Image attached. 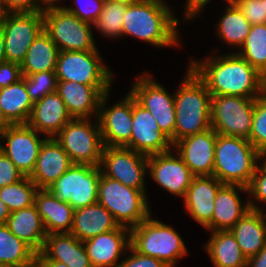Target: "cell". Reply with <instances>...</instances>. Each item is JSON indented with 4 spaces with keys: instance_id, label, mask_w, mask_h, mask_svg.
Wrapping results in <instances>:
<instances>
[{
    "instance_id": "cell-1",
    "label": "cell",
    "mask_w": 266,
    "mask_h": 267,
    "mask_svg": "<svg viewBox=\"0 0 266 267\" xmlns=\"http://www.w3.org/2000/svg\"><path fill=\"white\" fill-rule=\"evenodd\" d=\"M188 61L211 95L257 98L266 91V77L236 52Z\"/></svg>"
},
{
    "instance_id": "cell-2",
    "label": "cell",
    "mask_w": 266,
    "mask_h": 267,
    "mask_svg": "<svg viewBox=\"0 0 266 267\" xmlns=\"http://www.w3.org/2000/svg\"><path fill=\"white\" fill-rule=\"evenodd\" d=\"M179 20L167 3L140 0L127 6L122 36L138 38L154 47H175L181 44Z\"/></svg>"
},
{
    "instance_id": "cell-3",
    "label": "cell",
    "mask_w": 266,
    "mask_h": 267,
    "mask_svg": "<svg viewBox=\"0 0 266 267\" xmlns=\"http://www.w3.org/2000/svg\"><path fill=\"white\" fill-rule=\"evenodd\" d=\"M184 73L182 83L174 92V144L211 128V93L188 65Z\"/></svg>"
},
{
    "instance_id": "cell-4",
    "label": "cell",
    "mask_w": 266,
    "mask_h": 267,
    "mask_svg": "<svg viewBox=\"0 0 266 267\" xmlns=\"http://www.w3.org/2000/svg\"><path fill=\"white\" fill-rule=\"evenodd\" d=\"M260 162V153L242 137L217 133L213 176L223 184L248 187Z\"/></svg>"
},
{
    "instance_id": "cell-5",
    "label": "cell",
    "mask_w": 266,
    "mask_h": 267,
    "mask_svg": "<svg viewBox=\"0 0 266 267\" xmlns=\"http://www.w3.org/2000/svg\"><path fill=\"white\" fill-rule=\"evenodd\" d=\"M151 216L130 229V246L142 255L176 267L179 258L188 254L187 246L174 227Z\"/></svg>"
},
{
    "instance_id": "cell-6",
    "label": "cell",
    "mask_w": 266,
    "mask_h": 267,
    "mask_svg": "<svg viewBox=\"0 0 266 267\" xmlns=\"http://www.w3.org/2000/svg\"><path fill=\"white\" fill-rule=\"evenodd\" d=\"M146 190L124 186L101 173L98 184V202L104 206L120 225L133 228L148 218L150 210Z\"/></svg>"
},
{
    "instance_id": "cell-7",
    "label": "cell",
    "mask_w": 266,
    "mask_h": 267,
    "mask_svg": "<svg viewBox=\"0 0 266 267\" xmlns=\"http://www.w3.org/2000/svg\"><path fill=\"white\" fill-rule=\"evenodd\" d=\"M54 138L73 164L100 166L104 143L97 118H72Z\"/></svg>"
},
{
    "instance_id": "cell-8",
    "label": "cell",
    "mask_w": 266,
    "mask_h": 267,
    "mask_svg": "<svg viewBox=\"0 0 266 267\" xmlns=\"http://www.w3.org/2000/svg\"><path fill=\"white\" fill-rule=\"evenodd\" d=\"M44 31L59 51H99L92 24L79 19L65 8L43 12Z\"/></svg>"
},
{
    "instance_id": "cell-9",
    "label": "cell",
    "mask_w": 266,
    "mask_h": 267,
    "mask_svg": "<svg viewBox=\"0 0 266 267\" xmlns=\"http://www.w3.org/2000/svg\"><path fill=\"white\" fill-rule=\"evenodd\" d=\"M255 98L211 95V128L218 134L249 139Z\"/></svg>"
},
{
    "instance_id": "cell-10",
    "label": "cell",
    "mask_w": 266,
    "mask_h": 267,
    "mask_svg": "<svg viewBox=\"0 0 266 267\" xmlns=\"http://www.w3.org/2000/svg\"><path fill=\"white\" fill-rule=\"evenodd\" d=\"M100 55L99 51H59L55 69L58 81L113 85V72Z\"/></svg>"
},
{
    "instance_id": "cell-11",
    "label": "cell",
    "mask_w": 266,
    "mask_h": 267,
    "mask_svg": "<svg viewBox=\"0 0 266 267\" xmlns=\"http://www.w3.org/2000/svg\"><path fill=\"white\" fill-rule=\"evenodd\" d=\"M100 166L72 164L47 189L74 209L98 202V184L101 176Z\"/></svg>"
},
{
    "instance_id": "cell-12",
    "label": "cell",
    "mask_w": 266,
    "mask_h": 267,
    "mask_svg": "<svg viewBox=\"0 0 266 267\" xmlns=\"http://www.w3.org/2000/svg\"><path fill=\"white\" fill-rule=\"evenodd\" d=\"M6 61L21 64L30 45L44 30L43 12H7L0 15Z\"/></svg>"
},
{
    "instance_id": "cell-13",
    "label": "cell",
    "mask_w": 266,
    "mask_h": 267,
    "mask_svg": "<svg viewBox=\"0 0 266 267\" xmlns=\"http://www.w3.org/2000/svg\"><path fill=\"white\" fill-rule=\"evenodd\" d=\"M129 91L144 108L149 110L161 132L174 145L176 126L174 93L170 94L149 72L137 76Z\"/></svg>"
},
{
    "instance_id": "cell-14",
    "label": "cell",
    "mask_w": 266,
    "mask_h": 267,
    "mask_svg": "<svg viewBox=\"0 0 266 267\" xmlns=\"http://www.w3.org/2000/svg\"><path fill=\"white\" fill-rule=\"evenodd\" d=\"M104 176L117 180L124 186L146 190L148 155L121 146H104L101 163Z\"/></svg>"
},
{
    "instance_id": "cell-15",
    "label": "cell",
    "mask_w": 266,
    "mask_h": 267,
    "mask_svg": "<svg viewBox=\"0 0 266 267\" xmlns=\"http://www.w3.org/2000/svg\"><path fill=\"white\" fill-rule=\"evenodd\" d=\"M40 135L28 124L7 125L0 135V150L24 177H30L32 174L40 147L47 138H40Z\"/></svg>"
},
{
    "instance_id": "cell-16",
    "label": "cell",
    "mask_w": 266,
    "mask_h": 267,
    "mask_svg": "<svg viewBox=\"0 0 266 267\" xmlns=\"http://www.w3.org/2000/svg\"><path fill=\"white\" fill-rule=\"evenodd\" d=\"M109 95L110 92L102 96L97 116L103 143L104 146L125 147L132 134L133 95L128 91L114 105L107 103Z\"/></svg>"
},
{
    "instance_id": "cell-17",
    "label": "cell",
    "mask_w": 266,
    "mask_h": 267,
    "mask_svg": "<svg viewBox=\"0 0 266 267\" xmlns=\"http://www.w3.org/2000/svg\"><path fill=\"white\" fill-rule=\"evenodd\" d=\"M156 184L175 197L184 198L194 175L173 150L148 156V171Z\"/></svg>"
},
{
    "instance_id": "cell-18",
    "label": "cell",
    "mask_w": 266,
    "mask_h": 267,
    "mask_svg": "<svg viewBox=\"0 0 266 267\" xmlns=\"http://www.w3.org/2000/svg\"><path fill=\"white\" fill-rule=\"evenodd\" d=\"M130 142L125 146L131 150L152 155L172 150L170 139L161 132L157 121L133 96V120Z\"/></svg>"
},
{
    "instance_id": "cell-19",
    "label": "cell",
    "mask_w": 266,
    "mask_h": 267,
    "mask_svg": "<svg viewBox=\"0 0 266 267\" xmlns=\"http://www.w3.org/2000/svg\"><path fill=\"white\" fill-rule=\"evenodd\" d=\"M111 86L58 81L56 92L72 118H97L102 96L110 92Z\"/></svg>"
},
{
    "instance_id": "cell-20",
    "label": "cell",
    "mask_w": 266,
    "mask_h": 267,
    "mask_svg": "<svg viewBox=\"0 0 266 267\" xmlns=\"http://www.w3.org/2000/svg\"><path fill=\"white\" fill-rule=\"evenodd\" d=\"M217 133L212 129L177 141L173 149L180 155L194 176H211Z\"/></svg>"
},
{
    "instance_id": "cell-21",
    "label": "cell",
    "mask_w": 266,
    "mask_h": 267,
    "mask_svg": "<svg viewBox=\"0 0 266 267\" xmlns=\"http://www.w3.org/2000/svg\"><path fill=\"white\" fill-rule=\"evenodd\" d=\"M240 192L248 195V188L236 184H222L214 199L211 222L205 227L209 232L230 230L249 210V197L242 202Z\"/></svg>"
},
{
    "instance_id": "cell-22",
    "label": "cell",
    "mask_w": 266,
    "mask_h": 267,
    "mask_svg": "<svg viewBox=\"0 0 266 267\" xmlns=\"http://www.w3.org/2000/svg\"><path fill=\"white\" fill-rule=\"evenodd\" d=\"M83 243L93 267H118L130 246V228L119 225Z\"/></svg>"
},
{
    "instance_id": "cell-23",
    "label": "cell",
    "mask_w": 266,
    "mask_h": 267,
    "mask_svg": "<svg viewBox=\"0 0 266 267\" xmlns=\"http://www.w3.org/2000/svg\"><path fill=\"white\" fill-rule=\"evenodd\" d=\"M67 152L54 137L42 143L30 179L38 189H47L72 165Z\"/></svg>"
},
{
    "instance_id": "cell-24",
    "label": "cell",
    "mask_w": 266,
    "mask_h": 267,
    "mask_svg": "<svg viewBox=\"0 0 266 267\" xmlns=\"http://www.w3.org/2000/svg\"><path fill=\"white\" fill-rule=\"evenodd\" d=\"M36 261H58L69 267H93L83 241L71 233L47 234Z\"/></svg>"
},
{
    "instance_id": "cell-25",
    "label": "cell",
    "mask_w": 266,
    "mask_h": 267,
    "mask_svg": "<svg viewBox=\"0 0 266 267\" xmlns=\"http://www.w3.org/2000/svg\"><path fill=\"white\" fill-rule=\"evenodd\" d=\"M222 184L213 175L194 176L187 189L183 198L185 209L201 227L205 228L212 220L215 195Z\"/></svg>"
},
{
    "instance_id": "cell-26",
    "label": "cell",
    "mask_w": 266,
    "mask_h": 267,
    "mask_svg": "<svg viewBox=\"0 0 266 267\" xmlns=\"http://www.w3.org/2000/svg\"><path fill=\"white\" fill-rule=\"evenodd\" d=\"M71 119L64 101L57 92H53L34 103L27 124L44 137L50 138L54 137Z\"/></svg>"
},
{
    "instance_id": "cell-27",
    "label": "cell",
    "mask_w": 266,
    "mask_h": 267,
    "mask_svg": "<svg viewBox=\"0 0 266 267\" xmlns=\"http://www.w3.org/2000/svg\"><path fill=\"white\" fill-rule=\"evenodd\" d=\"M34 205L47 234L70 233L75 209L69 203L63 202L48 189H38L35 194Z\"/></svg>"
},
{
    "instance_id": "cell-28",
    "label": "cell",
    "mask_w": 266,
    "mask_h": 267,
    "mask_svg": "<svg viewBox=\"0 0 266 267\" xmlns=\"http://www.w3.org/2000/svg\"><path fill=\"white\" fill-rule=\"evenodd\" d=\"M118 226L112 214L97 202L74 210L70 233L80 241H85L101 233L115 230Z\"/></svg>"
},
{
    "instance_id": "cell-29",
    "label": "cell",
    "mask_w": 266,
    "mask_h": 267,
    "mask_svg": "<svg viewBox=\"0 0 266 267\" xmlns=\"http://www.w3.org/2000/svg\"><path fill=\"white\" fill-rule=\"evenodd\" d=\"M6 225L12 234L28 244L36 253L42 251L47 232L34 204L11 212Z\"/></svg>"
},
{
    "instance_id": "cell-30",
    "label": "cell",
    "mask_w": 266,
    "mask_h": 267,
    "mask_svg": "<svg viewBox=\"0 0 266 267\" xmlns=\"http://www.w3.org/2000/svg\"><path fill=\"white\" fill-rule=\"evenodd\" d=\"M264 212V213H263ZM243 255L248 259L266 246V213L249 210L231 229Z\"/></svg>"
},
{
    "instance_id": "cell-31",
    "label": "cell",
    "mask_w": 266,
    "mask_h": 267,
    "mask_svg": "<svg viewBox=\"0 0 266 267\" xmlns=\"http://www.w3.org/2000/svg\"><path fill=\"white\" fill-rule=\"evenodd\" d=\"M33 105L23 78L0 89V115L7 125L27 124Z\"/></svg>"
},
{
    "instance_id": "cell-32",
    "label": "cell",
    "mask_w": 266,
    "mask_h": 267,
    "mask_svg": "<svg viewBox=\"0 0 266 267\" xmlns=\"http://www.w3.org/2000/svg\"><path fill=\"white\" fill-rule=\"evenodd\" d=\"M214 267H244L247 258L230 230L211 232L203 245Z\"/></svg>"
},
{
    "instance_id": "cell-33",
    "label": "cell",
    "mask_w": 266,
    "mask_h": 267,
    "mask_svg": "<svg viewBox=\"0 0 266 267\" xmlns=\"http://www.w3.org/2000/svg\"><path fill=\"white\" fill-rule=\"evenodd\" d=\"M59 49L43 30L30 45L20 64L22 76L42 71H55Z\"/></svg>"
},
{
    "instance_id": "cell-34",
    "label": "cell",
    "mask_w": 266,
    "mask_h": 267,
    "mask_svg": "<svg viewBox=\"0 0 266 267\" xmlns=\"http://www.w3.org/2000/svg\"><path fill=\"white\" fill-rule=\"evenodd\" d=\"M227 3L228 5L224 8L225 12L219 17L220 20L216 23L215 29L217 36L225 45L239 50L252 25L233 1Z\"/></svg>"
},
{
    "instance_id": "cell-35",
    "label": "cell",
    "mask_w": 266,
    "mask_h": 267,
    "mask_svg": "<svg viewBox=\"0 0 266 267\" xmlns=\"http://www.w3.org/2000/svg\"><path fill=\"white\" fill-rule=\"evenodd\" d=\"M36 252L11 233L6 224H0V266L30 267L36 261Z\"/></svg>"
},
{
    "instance_id": "cell-36",
    "label": "cell",
    "mask_w": 266,
    "mask_h": 267,
    "mask_svg": "<svg viewBox=\"0 0 266 267\" xmlns=\"http://www.w3.org/2000/svg\"><path fill=\"white\" fill-rule=\"evenodd\" d=\"M233 52L266 77V23L252 25L244 44Z\"/></svg>"
},
{
    "instance_id": "cell-37",
    "label": "cell",
    "mask_w": 266,
    "mask_h": 267,
    "mask_svg": "<svg viewBox=\"0 0 266 267\" xmlns=\"http://www.w3.org/2000/svg\"><path fill=\"white\" fill-rule=\"evenodd\" d=\"M127 6V4L105 0L101 14L92 23V27L104 37L112 39L122 37L123 19Z\"/></svg>"
},
{
    "instance_id": "cell-38",
    "label": "cell",
    "mask_w": 266,
    "mask_h": 267,
    "mask_svg": "<svg viewBox=\"0 0 266 267\" xmlns=\"http://www.w3.org/2000/svg\"><path fill=\"white\" fill-rule=\"evenodd\" d=\"M37 186L29 177L0 188V199L11 212L34 204Z\"/></svg>"
},
{
    "instance_id": "cell-39",
    "label": "cell",
    "mask_w": 266,
    "mask_h": 267,
    "mask_svg": "<svg viewBox=\"0 0 266 267\" xmlns=\"http://www.w3.org/2000/svg\"><path fill=\"white\" fill-rule=\"evenodd\" d=\"M28 95L33 103L41 100L45 95L56 92L58 79L55 71H42L22 76Z\"/></svg>"
},
{
    "instance_id": "cell-40",
    "label": "cell",
    "mask_w": 266,
    "mask_h": 267,
    "mask_svg": "<svg viewBox=\"0 0 266 267\" xmlns=\"http://www.w3.org/2000/svg\"><path fill=\"white\" fill-rule=\"evenodd\" d=\"M248 140L259 153L266 148V91L255 98L252 129Z\"/></svg>"
},
{
    "instance_id": "cell-41",
    "label": "cell",
    "mask_w": 266,
    "mask_h": 267,
    "mask_svg": "<svg viewBox=\"0 0 266 267\" xmlns=\"http://www.w3.org/2000/svg\"><path fill=\"white\" fill-rule=\"evenodd\" d=\"M247 188L250 208L256 211H264L261 205L266 203V165L261 162L258 163L251 183Z\"/></svg>"
},
{
    "instance_id": "cell-42",
    "label": "cell",
    "mask_w": 266,
    "mask_h": 267,
    "mask_svg": "<svg viewBox=\"0 0 266 267\" xmlns=\"http://www.w3.org/2000/svg\"><path fill=\"white\" fill-rule=\"evenodd\" d=\"M73 3L75 7L65 5L64 8L79 19L92 24L101 14L105 0H74Z\"/></svg>"
},
{
    "instance_id": "cell-43",
    "label": "cell",
    "mask_w": 266,
    "mask_h": 267,
    "mask_svg": "<svg viewBox=\"0 0 266 267\" xmlns=\"http://www.w3.org/2000/svg\"><path fill=\"white\" fill-rule=\"evenodd\" d=\"M251 25L266 23L264 0H232Z\"/></svg>"
},
{
    "instance_id": "cell-44",
    "label": "cell",
    "mask_w": 266,
    "mask_h": 267,
    "mask_svg": "<svg viewBox=\"0 0 266 267\" xmlns=\"http://www.w3.org/2000/svg\"><path fill=\"white\" fill-rule=\"evenodd\" d=\"M127 252H129L127 257L120 260L118 267H169L161 260L138 253L131 246Z\"/></svg>"
},
{
    "instance_id": "cell-45",
    "label": "cell",
    "mask_w": 266,
    "mask_h": 267,
    "mask_svg": "<svg viewBox=\"0 0 266 267\" xmlns=\"http://www.w3.org/2000/svg\"><path fill=\"white\" fill-rule=\"evenodd\" d=\"M23 178V174L14 163L0 150V188L18 182Z\"/></svg>"
},
{
    "instance_id": "cell-46",
    "label": "cell",
    "mask_w": 266,
    "mask_h": 267,
    "mask_svg": "<svg viewBox=\"0 0 266 267\" xmlns=\"http://www.w3.org/2000/svg\"><path fill=\"white\" fill-rule=\"evenodd\" d=\"M22 78L20 65L5 61L0 64V89L7 87Z\"/></svg>"
},
{
    "instance_id": "cell-47",
    "label": "cell",
    "mask_w": 266,
    "mask_h": 267,
    "mask_svg": "<svg viewBox=\"0 0 266 267\" xmlns=\"http://www.w3.org/2000/svg\"><path fill=\"white\" fill-rule=\"evenodd\" d=\"M39 12L38 0H3V13Z\"/></svg>"
},
{
    "instance_id": "cell-48",
    "label": "cell",
    "mask_w": 266,
    "mask_h": 267,
    "mask_svg": "<svg viewBox=\"0 0 266 267\" xmlns=\"http://www.w3.org/2000/svg\"><path fill=\"white\" fill-rule=\"evenodd\" d=\"M211 0H186L184 8V20L191 21L193 18H198L201 15V11H204L203 8L210 3ZM227 2L232 0H224Z\"/></svg>"
},
{
    "instance_id": "cell-49",
    "label": "cell",
    "mask_w": 266,
    "mask_h": 267,
    "mask_svg": "<svg viewBox=\"0 0 266 267\" xmlns=\"http://www.w3.org/2000/svg\"><path fill=\"white\" fill-rule=\"evenodd\" d=\"M248 267H266V246L263 247L255 256L247 259Z\"/></svg>"
},
{
    "instance_id": "cell-50",
    "label": "cell",
    "mask_w": 266,
    "mask_h": 267,
    "mask_svg": "<svg viewBox=\"0 0 266 267\" xmlns=\"http://www.w3.org/2000/svg\"><path fill=\"white\" fill-rule=\"evenodd\" d=\"M62 0H38L39 12H45L50 9L64 8V6L59 5Z\"/></svg>"
},
{
    "instance_id": "cell-51",
    "label": "cell",
    "mask_w": 266,
    "mask_h": 267,
    "mask_svg": "<svg viewBox=\"0 0 266 267\" xmlns=\"http://www.w3.org/2000/svg\"><path fill=\"white\" fill-rule=\"evenodd\" d=\"M11 211L7 205L0 199V224H6Z\"/></svg>"
},
{
    "instance_id": "cell-52",
    "label": "cell",
    "mask_w": 266,
    "mask_h": 267,
    "mask_svg": "<svg viewBox=\"0 0 266 267\" xmlns=\"http://www.w3.org/2000/svg\"><path fill=\"white\" fill-rule=\"evenodd\" d=\"M6 61L4 34L0 29V64Z\"/></svg>"
},
{
    "instance_id": "cell-53",
    "label": "cell",
    "mask_w": 266,
    "mask_h": 267,
    "mask_svg": "<svg viewBox=\"0 0 266 267\" xmlns=\"http://www.w3.org/2000/svg\"><path fill=\"white\" fill-rule=\"evenodd\" d=\"M42 267H69L58 261H37Z\"/></svg>"
},
{
    "instance_id": "cell-54",
    "label": "cell",
    "mask_w": 266,
    "mask_h": 267,
    "mask_svg": "<svg viewBox=\"0 0 266 267\" xmlns=\"http://www.w3.org/2000/svg\"><path fill=\"white\" fill-rule=\"evenodd\" d=\"M108 1H112V2H118V3H122V4H131V3H136L140 0H108Z\"/></svg>"
},
{
    "instance_id": "cell-55",
    "label": "cell",
    "mask_w": 266,
    "mask_h": 267,
    "mask_svg": "<svg viewBox=\"0 0 266 267\" xmlns=\"http://www.w3.org/2000/svg\"><path fill=\"white\" fill-rule=\"evenodd\" d=\"M260 162L266 165V148L260 152Z\"/></svg>"
},
{
    "instance_id": "cell-56",
    "label": "cell",
    "mask_w": 266,
    "mask_h": 267,
    "mask_svg": "<svg viewBox=\"0 0 266 267\" xmlns=\"http://www.w3.org/2000/svg\"><path fill=\"white\" fill-rule=\"evenodd\" d=\"M7 126V124L5 123V121L3 120V118L0 115V135L2 134V132L5 130V127Z\"/></svg>"
},
{
    "instance_id": "cell-57",
    "label": "cell",
    "mask_w": 266,
    "mask_h": 267,
    "mask_svg": "<svg viewBox=\"0 0 266 267\" xmlns=\"http://www.w3.org/2000/svg\"><path fill=\"white\" fill-rule=\"evenodd\" d=\"M3 13V0H0V15Z\"/></svg>"
},
{
    "instance_id": "cell-58",
    "label": "cell",
    "mask_w": 266,
    "mask_h": 267,
    "mask_svg": "<svg viewBox=\"0 0 266 267\" xmlns=\"http://www.w3.org/2000/svg\"><path fill=\"white\" fill-rule=\"evenodd\" d=\"M30 267H42L37 261H35Z\"/></svg>"
},
{
    "instance_id": "cell-59",
    "label": "cell",
    "mask_w": 266,
    "mask_h": 267,
    "mask_svg": "<svg viewBox=\"0 0 266 267\" xmlns=\"http://www.w3.org/2000/svg\"><path fill=\"white\" fill-rule=\"evenodd\" d=\"M264 8H265V12H266V0H264Z\"/></svg>"
},
{
    "instance_id": "cell-60",
    "label": "cell",
    "mask_w": 266,
    "mask_h": 267,
    "mask_svg": "<svg viewBox=\"0 0 266 267\" xmlns=\"http://www.w3.org/2000/svg\"><path fill=\"white\" fill-rule=\"evenodd\" d=\"M155 1H159V2L166 3V1H165V0H155Z\"/></svg>"
}]
</instances>
